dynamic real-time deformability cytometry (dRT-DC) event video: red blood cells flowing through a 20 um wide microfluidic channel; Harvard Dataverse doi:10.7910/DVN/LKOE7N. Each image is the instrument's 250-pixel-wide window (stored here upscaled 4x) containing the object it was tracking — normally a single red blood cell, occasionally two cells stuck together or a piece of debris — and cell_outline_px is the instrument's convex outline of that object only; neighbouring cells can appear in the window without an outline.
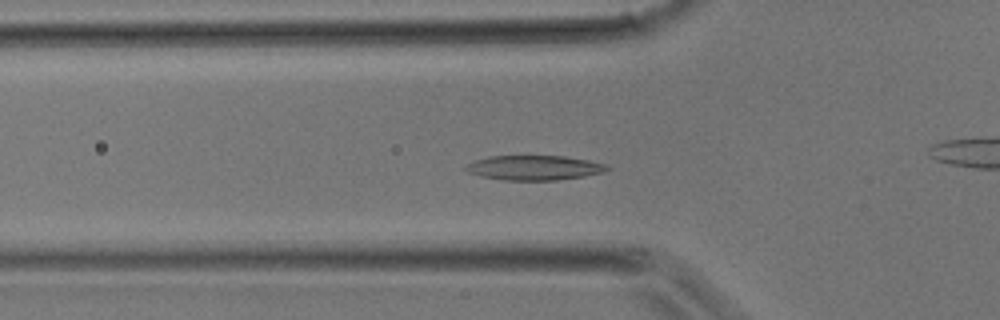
{"species": "common noctule bat (a hibernating species)", "species_latin": "Nyctalus noctula", "temperature_condition": "room temperature", "stored_images_in_passage": 26, "camera_frame_rate_fps": 3000, "um_per_image_px": 0.085, "animal": {"sex": "male", "body_mass_g": 17.9}, "frame": {"image": 1, "passage_image": 2, "time_ms": 0.333, "image_size_px": [1000, 320], "cell_outline_px": [[612, 168], [604, 172], [584, 176], [556, 180], [504, 180], [480, 176], [468, 172], [464, 168], [468, 164], [476, 160], [488, 156], [564, 156], [588, 160], [608, 164]], "centroid_in_image_um": [45.45, 14.25], "position_along_channel_um": 80.4, "area_um2": 20.35}}
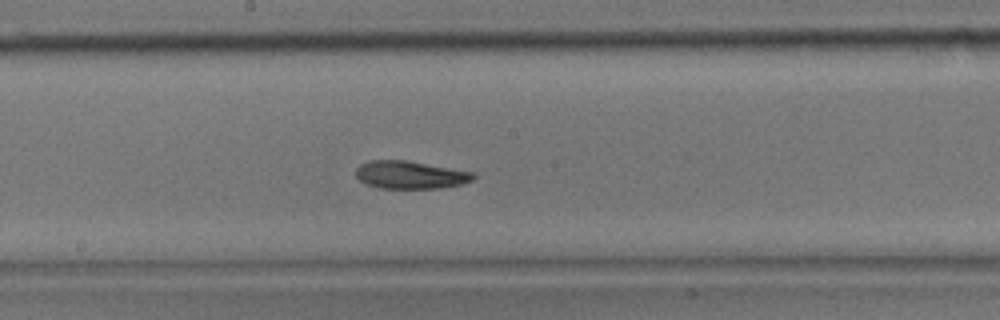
{"frame": {"image": 2, "passage_image": 9, "time_ms": 2.667, "image_size_px": [1000, 320], "cell_outline_px": [[476, 176], [472, 180], [460, 184], [440, 188], [376, 188], [364, 184], [356, 176], [356, 168], [360, 164], [368, 160], [404, 160], [476, 172]], "centroid_in_image_um": [34.85, 14.86], "position_along_channel_um": 213.4, "area_um2": 19.13}}
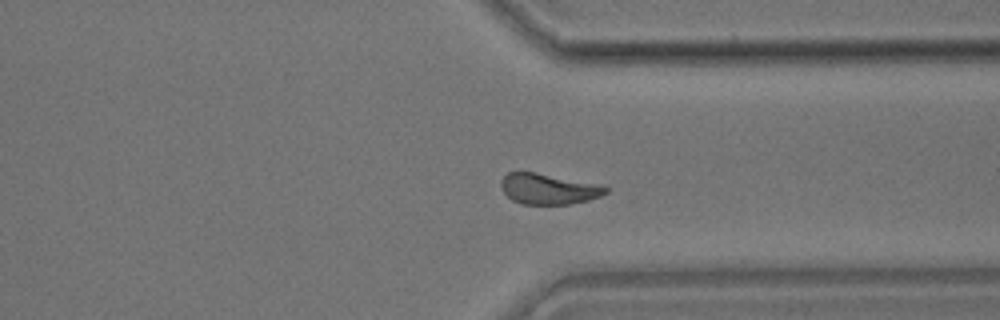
{"frame": {"image": 3, "passage_image": 17, "time_ms": 5.333, "image_size_px": [1000, 320], "cell_outline_px": [[608, 192], [600, 196], [588, 200], [568, 204], [524, 204], [512, 200], [504, 192], [500, 184], [500, 180], [508, 172], [536, 172], [604, 184], [608, 188]], "centroid_in_image_um": [46.66, 16.04], "position_along_channel_um": 364.7, "area_um2": 18.9}}